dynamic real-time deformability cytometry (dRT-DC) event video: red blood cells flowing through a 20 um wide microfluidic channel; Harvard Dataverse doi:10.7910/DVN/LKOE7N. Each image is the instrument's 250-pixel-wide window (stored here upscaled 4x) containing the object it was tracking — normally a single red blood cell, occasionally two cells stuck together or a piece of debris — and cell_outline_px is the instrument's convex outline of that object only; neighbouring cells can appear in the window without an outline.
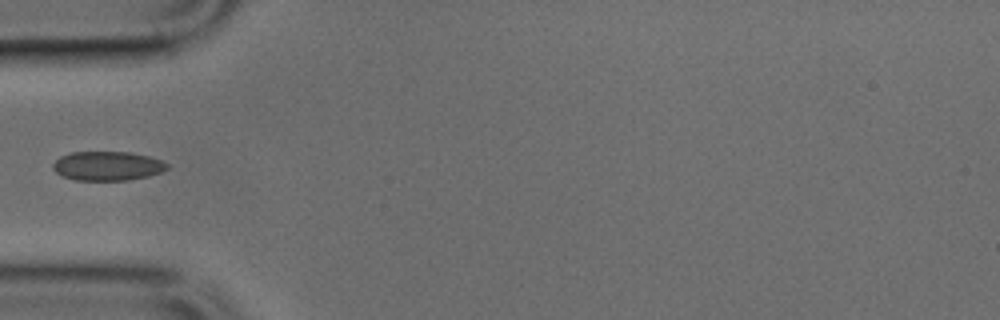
{"species": "common noctule bat (a hibernating species)", "species_latin": "Nyctalus noctula", "temperature_condition": "cold", "stored_images_in_passage": 15, "camera_frame_rate_fps": 3000, "um_per_image_px": 0.085, "animal": {"sex": "male", "body_mass_g": 17.9, "forearm_length_mm": 54.2}, "frame": {"image": 1, "passage_image": 1, "time_ms": 0.0, "image_size_px": [1000, 320], "cell_outline_px": [[168, 168], [160, 172], [148, 176], [128, 180], [76, 180], [64, 176], [56, 172], [52, 168], [52, 164], [60, 156], [72, 152], [128, 152], [148, 156], [160, 160], [168, 164]], "centroid_in_image_um": [9.12, 14.1], "position_along_channel_um": 75.9, "area_um2": 19.25}}